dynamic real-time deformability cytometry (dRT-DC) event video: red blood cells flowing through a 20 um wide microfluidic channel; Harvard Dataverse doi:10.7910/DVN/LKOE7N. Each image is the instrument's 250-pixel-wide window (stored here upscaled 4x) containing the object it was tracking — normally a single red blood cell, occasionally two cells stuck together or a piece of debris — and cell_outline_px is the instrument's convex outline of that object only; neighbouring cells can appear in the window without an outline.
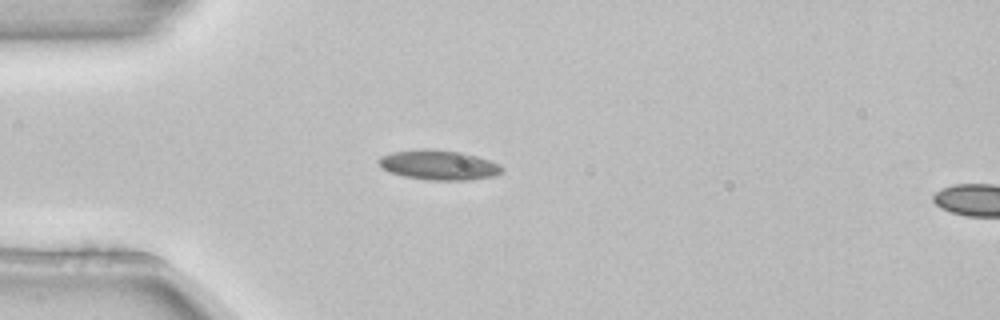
{"species": "common noctule bat (a hibernating species)", "species_latin": "Nyctalus noctula", "temperature_condition": "room temperature", "stored_images_in_passage": 4, "segment_of_instrument_passage": [1, 2], "camera_frame_rate_fps": 3000, "um_per_image_px": 0.085, "animal": {"sex": "female", "body_mass_g": 22.7, "forearm_length_mm": 54.2}, "frame": {"image": 1, "passage_image": 3, "time_ms": 0.667, "image_size_px": [1000, 320], "cell_outline_px": [[504, 168], [500, 172], [492, 176], [472, 180], [428, 180], [404, 176], [388, 172], [376, 160], [380, 156], [392, 152], [424, 148], [428, 148], [460, 152], [476, 156], [500, 164]], "centroid_in_image_um": [37.26, 14.02], "position_along_channel_um": 47.7, "area_um2": 21.39}}